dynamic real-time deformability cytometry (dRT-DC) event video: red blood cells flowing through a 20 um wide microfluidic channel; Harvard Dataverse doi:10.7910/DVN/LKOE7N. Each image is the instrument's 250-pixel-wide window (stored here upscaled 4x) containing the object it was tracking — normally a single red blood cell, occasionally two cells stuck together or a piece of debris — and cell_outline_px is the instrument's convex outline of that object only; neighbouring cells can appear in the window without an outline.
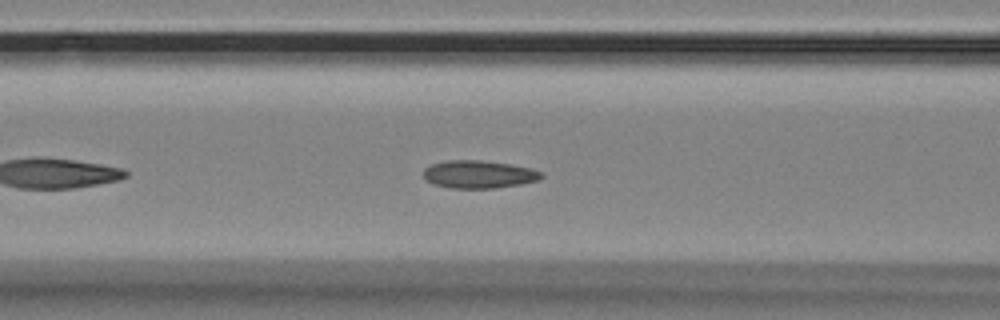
{"species": "Egyptian fruit bat (a non-hibernating species)", "species_latin": "Rousettus aegyptiacus", "temperature_condition": "room temperature", "stored_images_in_passage": 45, "camera_frame_rate_fps": 3000, "um_per_image_px": 0.085, "animal": {"sex": "female"}, "frame": {"image": 1, "passage_image": 10, "time_ms": 3.0, "image_size_px": [1000, 320], "cell_outline_px": [[544, 176], [540, 180], [520, 184], [496, 188], [448, 188], [432, 184], [424, 176], [424, 168], [428, 164], [448, 160], [480, 160], [512, 164], [532, 168], [544, 172]], "centroid_in_image_um": [40.72, 14.81], "position_along_channel_um": 125.9, "area_um2": 19.42}}
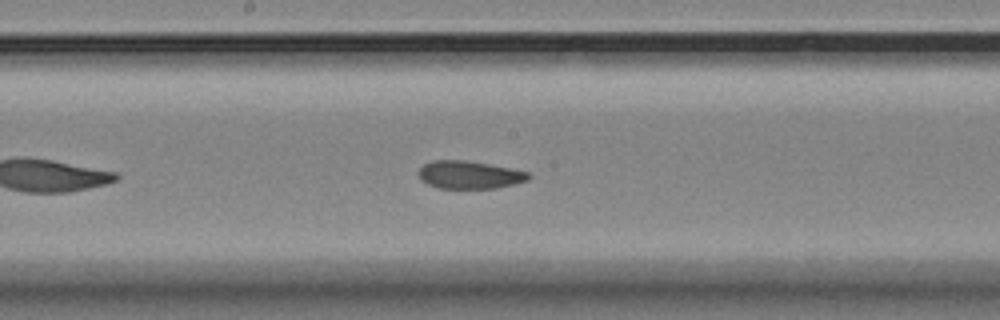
{"frame": {"image": 2, "passage_image": 17, "time_ms": 5.333, "image_size_px": [1000, 320], "cell_outline_px": [[532, 176], [528, 180], [496, 188], [440, 188], [428, 184], [420, 180], [416, 172], [424, 164], [432, 160], [464, 160], [488, 164], [528, 172]], "centroid_in_image_um": [39.85, 14.86], "position_along_channel_um": 208.4, "area_um2": 17.74}}
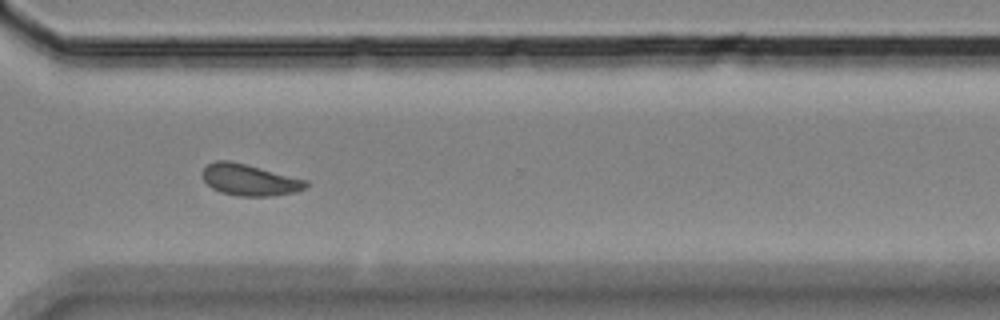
{"frame": {"image": 3, "passage_image": 29, "time_ms": 9.333, "image_size_px": [1000, 320], "cell_outline_px": [[308, 188], [296, 192], [272, 196], [240, 196], [220, 192], [212, 188], [204, 180], [204, 168], [208, 164], [216, 160], [228, 160], [308, 180]], "centroid_in_image_um": [21.25, 15.3], "position_along_channel_um": 349.3, "area_um2": 18.79}, "authors_computed_cell_mechanics": {"area_um2": 18.785, "velocity_mm_per_s": 3.5331, "shape_relaxation_time_tau1_ms": 7.289, "shape_relaxation_time_tau2_ms": 1.7252, "deformation_change_tau1": 0.146, "deformation_change_tau2": 0.0742}}